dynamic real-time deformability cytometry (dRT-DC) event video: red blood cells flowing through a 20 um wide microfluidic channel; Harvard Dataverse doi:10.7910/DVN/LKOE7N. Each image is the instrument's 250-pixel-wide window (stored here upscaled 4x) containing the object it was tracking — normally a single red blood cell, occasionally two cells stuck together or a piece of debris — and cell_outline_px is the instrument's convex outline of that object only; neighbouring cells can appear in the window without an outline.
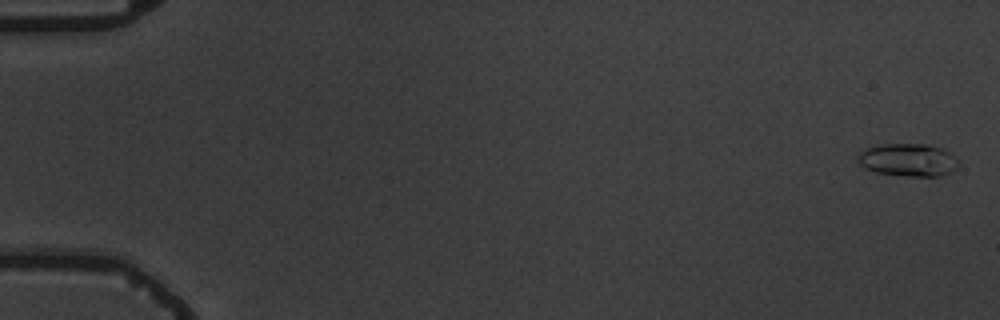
{"species": "common noctule bat (a hibernating species)", "species_latin": "Nyctalus noctula", "temperature_condition": "warm", "stored_images_in_passage": 6, "camera_frame_rate_fps": 3000, "um_per_image_px": 0.085, "animal": {"sex": "male", "body_mass_g": 19.5, "forearm_length_mm": 54.6}, "frame": {"image": 1, "passage_image": 1, "time_ms": 0.0, "image_size_px": [1000, 320], "cell_outline_px": [[956, 168], [940, 176], [908, 176], [876, 172], [864, 168], [860, 164], [860, 152], [864, 148], [880, 144], [924, 144], [944, 148], [952, 152], [956, 156]], "centroid_in_image_um": [77.2, 13.58], "position_along_channel_um": 7.8, "area_um2": 19.13}}
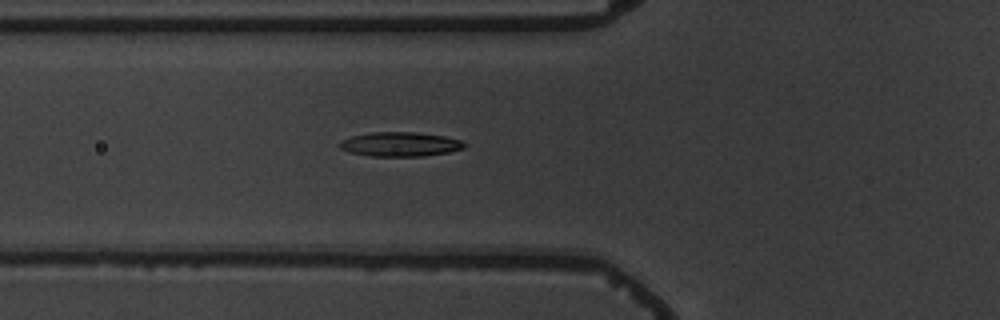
{"frame": {"image": 2, "passage_image": 6, "time_ms": 6.667, "image_size_px": [1000, 320], "cell_outline_px": [[464, 148], [448, 152], [424, 156], [372, 156], [348, 152], [340, 148], [336, 144], [340, 140], [352, 136], [372, 132], [412, 132], [444, 136], [460, 140], [464, 144]], "centroid_in_image_um": [33.94, 12.26], "position_along_channel_um": 91.9, "area_um2": 17.63}}